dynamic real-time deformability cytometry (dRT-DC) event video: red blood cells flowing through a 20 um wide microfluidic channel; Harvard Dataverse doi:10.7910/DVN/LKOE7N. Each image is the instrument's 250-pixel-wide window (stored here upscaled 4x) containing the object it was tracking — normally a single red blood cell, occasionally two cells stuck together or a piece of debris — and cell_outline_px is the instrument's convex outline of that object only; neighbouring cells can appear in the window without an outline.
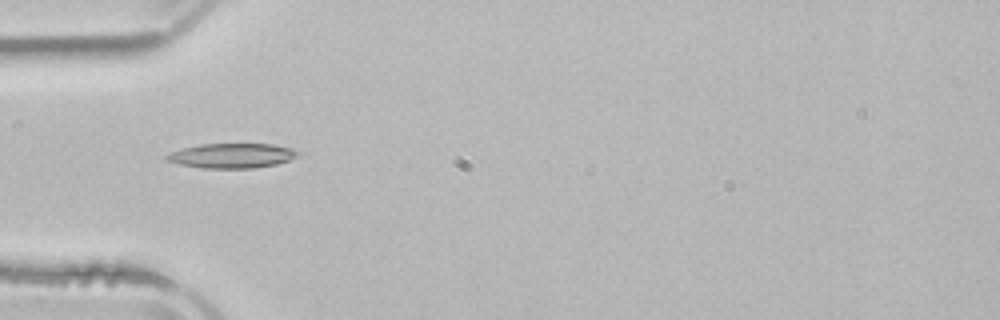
{"species": "common noctule bat (a hibernating species)", "species_latin": "Nyctalus noctula", "temperature_condition": "room temperature", "stored_images_in_passage": 5, "camera_frame_rate_fps": 3000, "um_per_image_px": 0.085, "animal": {"sex": "male", "body_mass_g": 21.5, "forearm_length_mm": 52.0}, "frame": {"image": 1, "passage_image": 4, "time_ms": 4.333, "image_size_px": [1000, 320], "cell_outline_px": [[300, 152], [296, 156], [288, 160], [276, 164], [252, 168], [200, 168], [180, 164], [164, 160], [164, 156], [172, 152], [184, 148], [200, 144], [272, 144], [292, 148]], "centroid_in_image_um": [19.69, 13.23], "position_along_channel_um": 65.3, "area_um2": 18.79}}
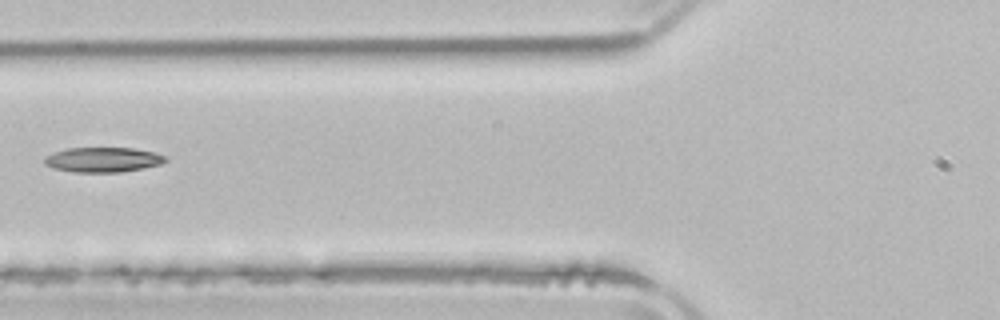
{"frame": {"image": 2, "passage_image": 5, "time_ms": 5.667, "image_size_px": [1000, 320], "cell_outline_px": [[168, 160], [160, 164], [144, 168], [120, 172], [72, 172], [52, 168], [44, 164], [44, 156], [68, 148], [132, 148], [156, 152], [164, 156]], "centroid_in_image_um": [8.74, 13.58], "position_along_channel_um": 117.1, "area_um2": 17.57}}